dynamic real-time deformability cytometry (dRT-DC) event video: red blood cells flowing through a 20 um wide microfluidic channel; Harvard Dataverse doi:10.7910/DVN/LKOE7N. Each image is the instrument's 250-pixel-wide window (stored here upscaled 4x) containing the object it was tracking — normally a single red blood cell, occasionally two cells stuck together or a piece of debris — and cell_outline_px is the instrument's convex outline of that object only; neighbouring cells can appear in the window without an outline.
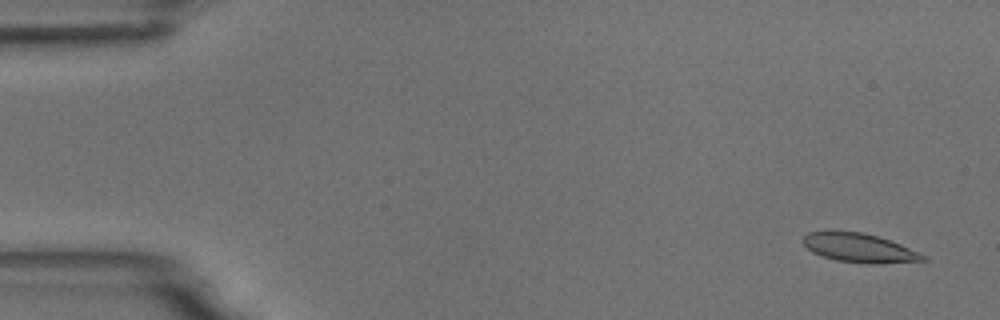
{"species": "common noctule bat (a hibernating species)", "species_latin": "Nyctalus noctula", "temperature_condition": "room temperature", "stored_images_in_passage": 8, "camera_frame_rate_fps": 3000, "um_per_image_px": 0.085, "animal": {"sex": "male", "body_mass_g": 18.8}, "frame": {"image": 1, "passage_image": 1, "time_ms": 0.0, "image_size_px": [1000, 320], "cell_outline_px": [[928, 260], [884, 264], [868, 264], [836, 260], [820, 256], [812, 252], [804, 244], [804, 236], [808, 232], [860, 232], [876, 236], [900, 244], [920, 252], [928, 256]], "centroid_in_image_um": [73.1, 21.11], "position_along_channel_um": 11.9, "area_um2": 20.11}}
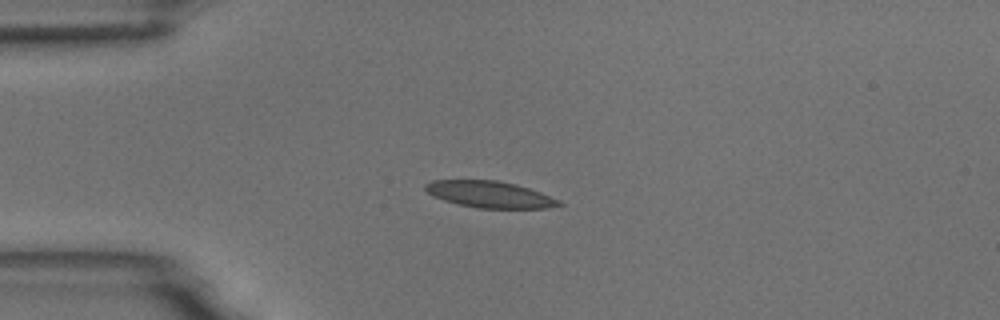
{"frame": {"image": 2, "passage_image": 4, "time_ms": 3.667, "image_size_px": [1000, 320], "cell_outline_px": [[564, 204], [548, 208], [476, 208], [444, 200], [428, 192], [424, 188], [424, 184], [432, 180], [496, 180], [516, 184], [540, 192], [560, 200]], "centroid_in_image_um": [41.65, 16.52], "position_along_channel_um": 43.4, "area_um2": 20.52}}